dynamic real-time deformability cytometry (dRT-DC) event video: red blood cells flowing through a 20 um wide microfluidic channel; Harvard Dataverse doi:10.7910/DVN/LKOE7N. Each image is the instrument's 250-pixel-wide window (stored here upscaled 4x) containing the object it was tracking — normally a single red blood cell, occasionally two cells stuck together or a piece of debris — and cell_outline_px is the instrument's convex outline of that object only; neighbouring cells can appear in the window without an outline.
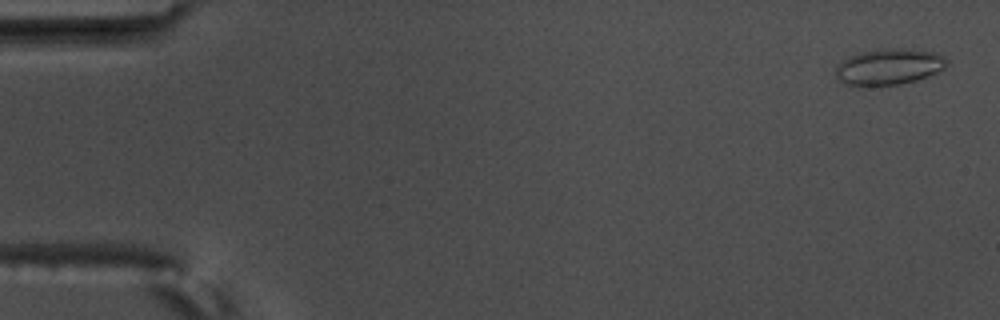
{"species": "common noctule bat (a hibernating species)", "species_latin": "Nyctalus noctula", "temperature_condition": "warm", "stored_images_in_passage": 15, "camera_frame_rate_fps": 3000, "um_per_image_px": 0.085, "animal": {"sex": "male", "body_mass_g": 17.5, "forearm_length_mm": 52.3}, "frame": {"image": 1, "passage_image": 1, "time_ms": 0.0, "image_size_px": [1000, 320], "cell_outline_px": [[948, 64], [944, 68], [928, 76], [916, 80], [900, 84], [880, 88], [844, 84], [836, 76], [836, 68], [848, 56], [860, 52], [884, 48], [896, 48], [936, 52], [944, 56], [948, 60]], "centroid_in_image_um": [75.56, 5.7], "position_along_channel_um": 9.4, "area_um2": 23.76}}
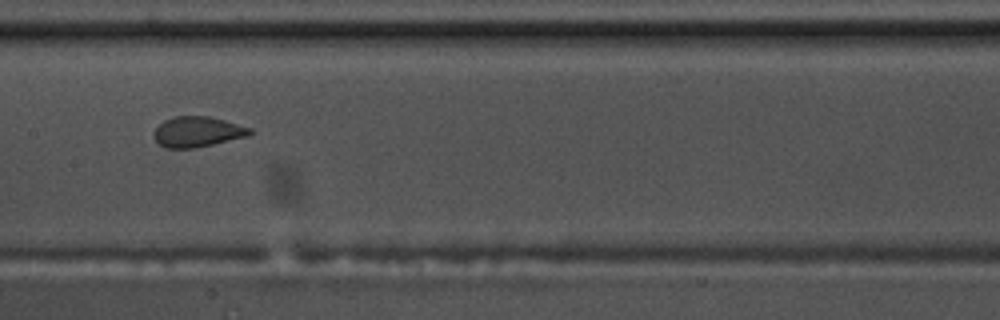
{"frame": {"image": 2, "passage_image": 8, "time_ms": 2.333, "image_size_px": [1000, 320], "cell_outline_px": [[252, 132], [248, 136], [212, 144], [192, 148], [164, 148], [156, 140], [152, 132], [164, 120], [172, 116], [208, 116], [224, 120], [252, 128]], "centroid_in_image_um": [16.76, 11.19], "position_along_channel_um": 190.6, "area_um2": 16.94}}
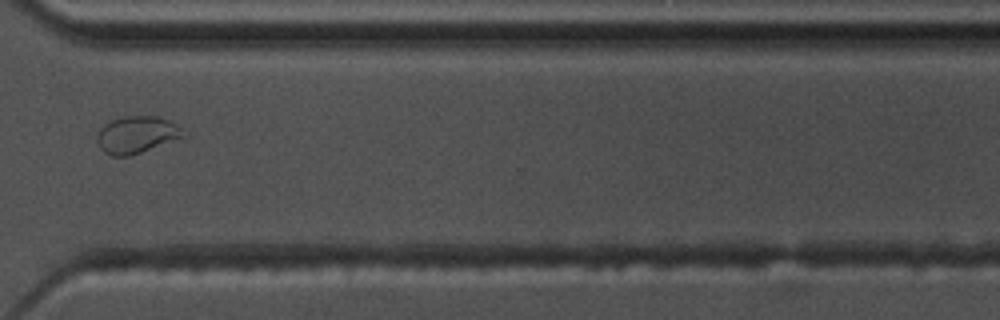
{"frame": {"image": 3, "passage_image": 12, "time_ms": 3.667, "image_size_px": [1000, 320], "cell_outline_px": [[188, 136], [128, 156], [112, 156], [104, 152], [100, 148], [96, 140], [96, 132], [104, 124], [120, 116], [156, 116], [172, 120]], "centroid_in_image_um": [11.61, 11.44], "position_along_channel_um": 359.0, "area_um2": 18.84}}